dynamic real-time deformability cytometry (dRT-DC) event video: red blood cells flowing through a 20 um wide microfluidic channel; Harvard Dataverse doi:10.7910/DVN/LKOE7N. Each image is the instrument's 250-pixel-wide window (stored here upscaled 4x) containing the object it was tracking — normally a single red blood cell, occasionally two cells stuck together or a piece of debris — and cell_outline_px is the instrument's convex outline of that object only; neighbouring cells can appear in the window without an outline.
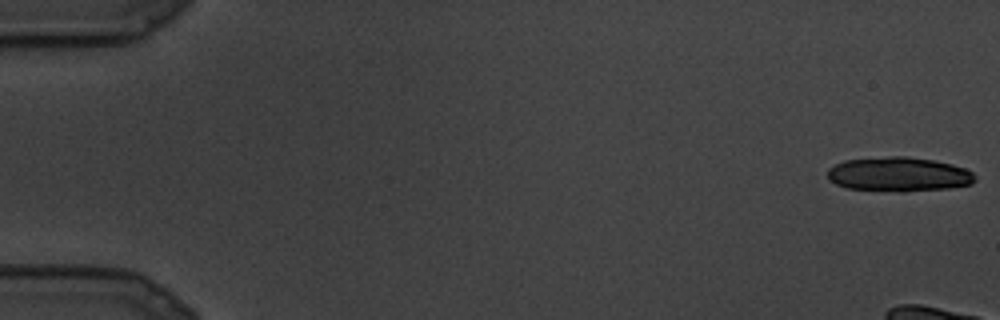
{"species": "common noctule bat (a hibernating species)", "species_latin": "Nyctalus noctula", "temperature_condition": "cold", "stored_images_in_passage": 6, "camera_frame_rate_fps": 3000, "um_per_image_px": 0.085, "animal": {"sex": "male", "body_mass_g": 19.5, "forearm_length_mm": 54.6}, "frame": {"image": 1, "passage_image": 1, "time_ms": 0.0, "image_size_px": [1000, 320], "cell_outline_px": [[976, 180], [972, 184], [948, 188], [904, 192], [900, 192], [844, 188], [828, 180], [828, 168], [844, 160], [888, 156], [908, 156], [932, 160], [952, 164], [964, 168], [972, 172], [976, 176]], "centroid_in_image_um": [76.38, 14.82], "position_along_channel_um": 8.6, "area_um2": 29.82}}